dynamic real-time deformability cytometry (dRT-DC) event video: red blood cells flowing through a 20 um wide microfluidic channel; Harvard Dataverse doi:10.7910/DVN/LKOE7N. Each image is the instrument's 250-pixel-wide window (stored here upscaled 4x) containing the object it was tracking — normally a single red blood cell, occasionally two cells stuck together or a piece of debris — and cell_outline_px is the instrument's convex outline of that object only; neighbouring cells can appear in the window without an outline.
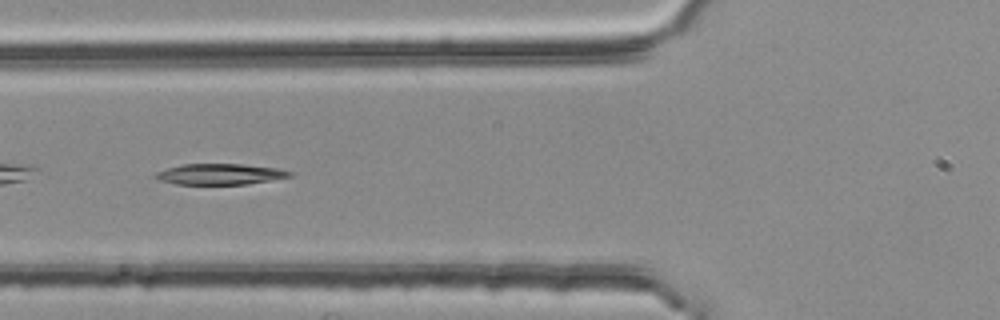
{"species": "common noctule bat (a hibernating species)", "species_latin": "Nyctalus noctula", "temperature_condition": "room temperature", "stored_images_in_passage": 6, "camera_frame_rate_fps": 3000, "um_per_image_px": 0.085, "animal": {"sex": "female", "body_mass_g": 25.1}, "frame": {"image": 1, "passage_image": 5, "time_ms": 1.333, "image_size_px": [1000, 320], "cell_outline_px": [[296, 172], [292, 176], [248, 184], [176, 184], [156, 180], [152, 176], [156, 172], [180, 164], [240, 164], [276, 168]], "centroid_in_image_um": [18.67, 14.8], "position_along_channel_um": 107.1, "area_um2": 16.42}}
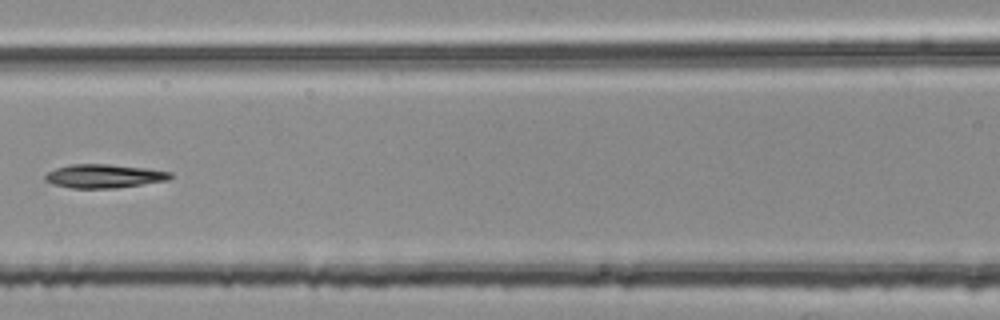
{"frame": {"image": 2, "passage_image": 6, "time_ms": 1.667, "image_size_px": [1000, 320], "cell_outline_px": [[176, 176], [168, 180], [116, 188], [72, 188], [52, 184], [44, 180], [44, 176], [48, 172], [56, 168], [72, 164], [112, 164], [148, 168], [172, 172]], "centroid_in_image_um": [8.88, 14.96], "position_along_channel_um": 157.7, "area_um2": 17.46}}